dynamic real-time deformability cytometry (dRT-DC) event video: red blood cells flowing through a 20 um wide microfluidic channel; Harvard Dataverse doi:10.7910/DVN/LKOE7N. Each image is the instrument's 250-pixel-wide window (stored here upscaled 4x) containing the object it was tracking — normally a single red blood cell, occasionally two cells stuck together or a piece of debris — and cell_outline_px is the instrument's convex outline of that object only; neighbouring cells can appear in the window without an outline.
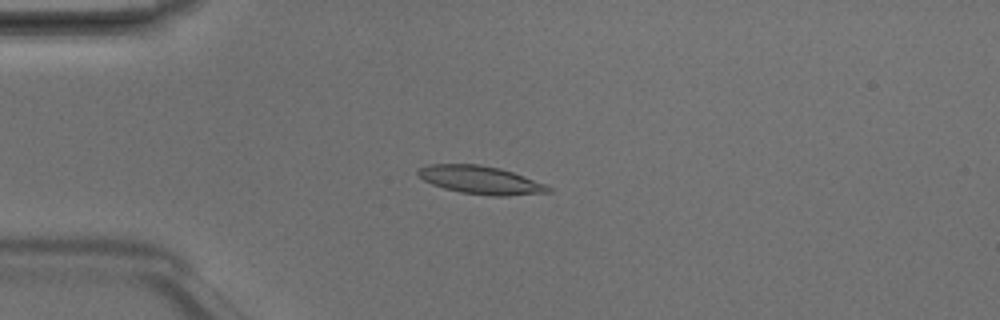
{"species": "Egyptian fruit bat (a non-hibernating species)", "species_latin": "Rousettus aegyptiacus", "temperature_condition": "room temperature", "stored_images_in_passage": 3, "camera_frame_rate_fps": 3000, "um_per_image_px": 0.085, "animal": {"sex": "male"}, "frame": {"image": 1, "passage_image": 2, "time_ms": 0.333, "image_size_px": [1000, 320], "cell_outline_px": [[552, 192], [508, 196], [492, 196], [460, 192], [444, 188], [432, 184], [424, 180], [416, 172], [420, 168], [432, 164], [480, 164], [500, 168], [512, 172], [544, 184], [552, 188]], "centroid_in_image_um": [40.86, 15.3], "position_along_channel_um": 44.1, "area_um2": 21.15}}
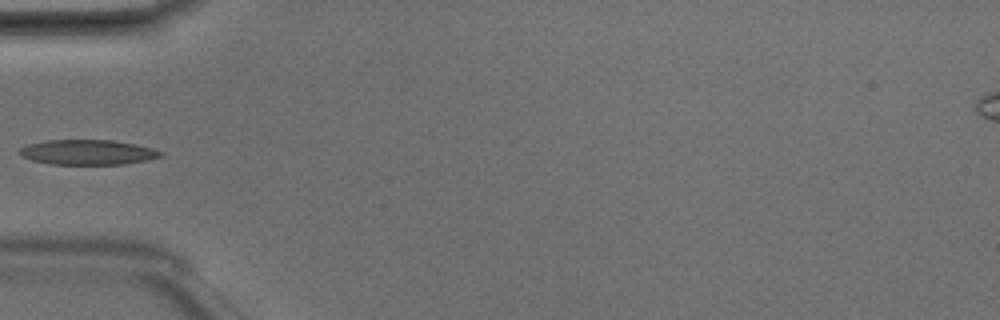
{"frame": {"image": 2, "passage_image": 3, "time_ms": 0.667, "image_size_px": [1000, 320], "cell_outline_px": [[164, 156], [148, 160], [124, 164], [52, 164], [32, 160], [20, 156], [16, 152], [20, 148], [28, 144], [44, 140], [112, 140], [136, 144], [152, 148], [164, 152]], "centroid_in_image_um": [7.45, 12.94], "position_along_channel_um": 77.5, "area_um2": 20.75}}